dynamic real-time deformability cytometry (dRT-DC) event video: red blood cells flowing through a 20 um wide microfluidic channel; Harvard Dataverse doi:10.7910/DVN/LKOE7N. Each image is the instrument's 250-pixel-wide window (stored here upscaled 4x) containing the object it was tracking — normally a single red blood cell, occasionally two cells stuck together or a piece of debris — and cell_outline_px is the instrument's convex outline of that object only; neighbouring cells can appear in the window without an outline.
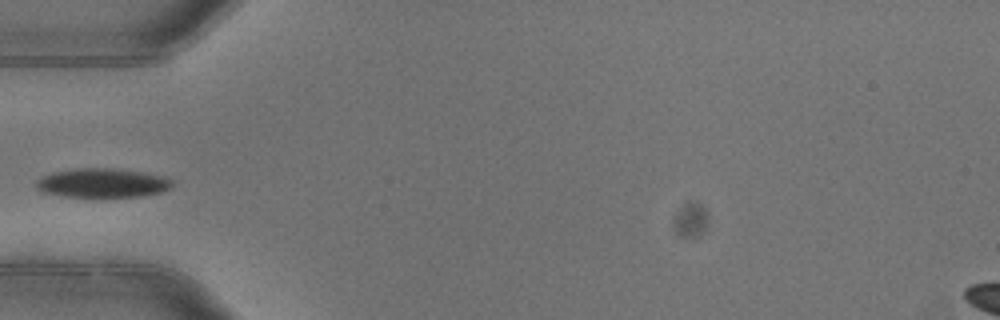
{"species": "common noctule bat (a hibernating species)", "species_latin": "Nyctalus noctula", "temperature_condition": "warm", "stored_images_in_passage": 4, "camera_frame_rate_fps": 3000, "um_per_image_px": 0.085, "animal": {"sex": "female"}, "frame": {"image": 1, "passage_image": 4, "time_ms": 1.0, "image_size_px": [1000, 320], "cell_outline_px": [[172, 188], [160, 192], [140, 196], [64, 196], [40, 192], [36, 188], [36, 180], [52, 172], [76, 168], [112, 168], [144, 172], [160, 176], [172, 180]], "centroid_in_image_um": [8.67, 15.54], "position_along_channel_um": 76.3, "area_um2": 22.89}}